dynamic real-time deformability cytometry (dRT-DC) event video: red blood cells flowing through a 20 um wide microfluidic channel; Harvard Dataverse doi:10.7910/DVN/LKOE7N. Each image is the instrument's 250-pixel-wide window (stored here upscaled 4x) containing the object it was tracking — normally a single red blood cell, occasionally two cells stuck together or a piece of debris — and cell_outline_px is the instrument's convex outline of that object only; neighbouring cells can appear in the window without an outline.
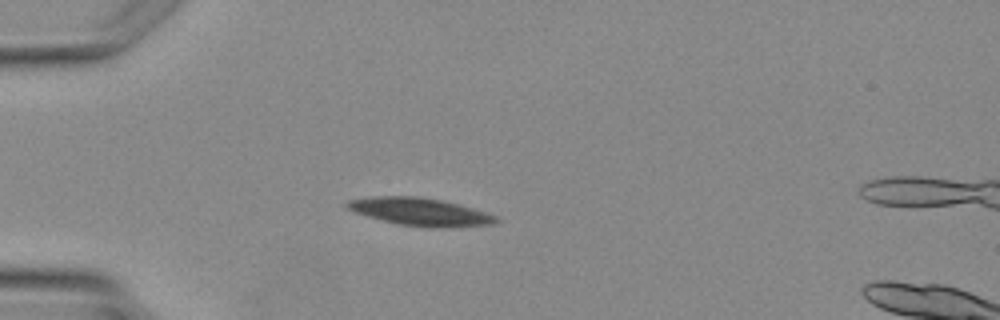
{"species": "Egyptian fruit bat (a non-hibernating species)", "species_latin": "Rousettus aegyptiacus", "temperature_condition": "warm", "stored_images_in_passage": 4, "camera_frame_rate_fps": 3000, "um_per_image_px": 0.085, "animal": {"sex": "female"}, "frame": {"image": 1, "passage_image": 3, "time_ms": 3.0, "image_size_px": [1000, 320], "cell_outline_px": [[500, 220], [496, 224], [440, 228], [432, 228], [400, 224], [368, 216], [356, 212], [348, 208], [344, 204], [348, 200], [372, 196], [416, 196], [440, 200], [460, 204], [496, 216]], "centroid_in_image_um": [35.74, 18.0], "position_along_channel_um": 49.3, "area_um2": 23.87}}